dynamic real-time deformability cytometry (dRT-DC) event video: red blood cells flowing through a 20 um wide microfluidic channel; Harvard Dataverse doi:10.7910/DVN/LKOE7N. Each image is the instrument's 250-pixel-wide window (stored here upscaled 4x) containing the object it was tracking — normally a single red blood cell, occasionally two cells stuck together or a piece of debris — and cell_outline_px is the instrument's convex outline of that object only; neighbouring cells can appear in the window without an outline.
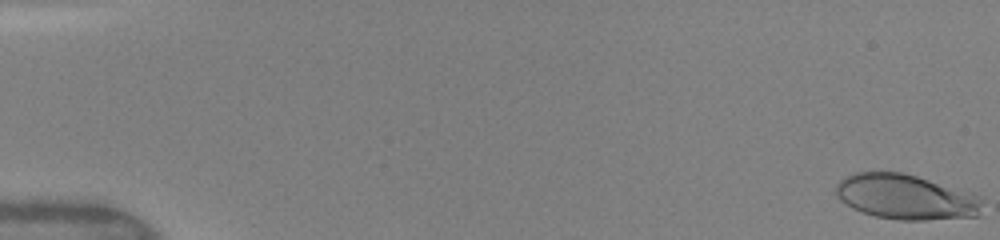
{"species": "human", "species_latin": "Homo sapiens", "temperature_condition": "warm", "stored_images_in_passage": 48, "camera_frame_rate_fps": 3000, "um_per_image_px": 0.085, "donor": {"sex": "female"}, "frame": {"image": 1, "passage_image": 1, "time_ms": 0.0, "image_size_px": [1000, 240], "cell_outline_px": [[984, 200], [980, 216], [924, 220], [900, 220], [876, 216], [852, 208], [840, 200], [836, 196], [836, 184], [844, 176], [856, 172], [900, 172], [916, 176], [972, 192], [980, 196]], "centroid_in_image_um": [77.03, 16.74], "position_along_channel_um": 8.0, "area_um2": 38.67}}
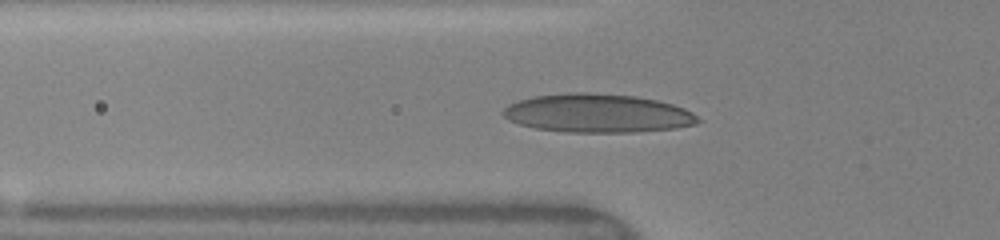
{"frame": {"image": 2, "passage_image": 18, "time_ms": 5.667, "image_size_px": [1000, 240], "cell_outline_px": [[704, 120], [696, 124], [676, 128], [632, 132], [568, 132], [536, 128], [520, 124], [508, 120], [500, 112], [508, 104], [532, 96], [576, 92], [588, 92], [636, 96], [656, 100], [672, 104], [684, 108], [692, 112]], "centroid_in_image_um": [50.81, 9.62], "position_along_channel_um": 75.0, "area_um2": 43.93}}
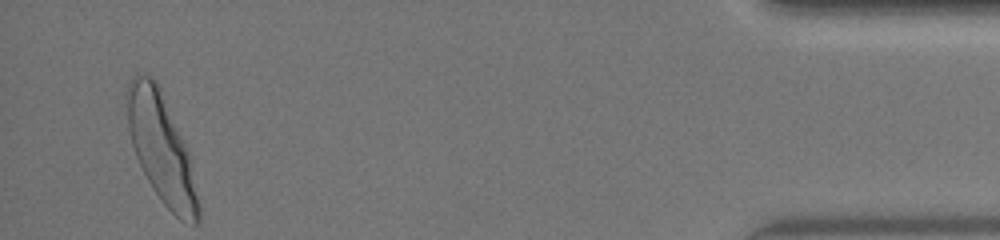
{"frame": {"image": 3, "passage_image": 48, "time_ms": 15.667, "image_size_px": [1000, 240], "cell_outline_px": [[200, 220], [196, 224], [192, 224], [180, 220], [164, 204], [152, 188], [136, 156], [132, 144], [128, 128], [124, 96], [128, 80], [136, 72], [140, 72], [152, 76], [156, 80], [160, 88], [192, 156], [200, 204]], "centroid_in_image_um": [13.73, 12.56], "position_along_channel_um": 421.5, "area_um2": 46.3}, "authors_computed_cell_mechanics": {"area_um2": 38.9861, "velocity_mm_per_s": 4.1285, "shape_relaxation_time_tau1_ms": 3.2356, "shape_relaxation_time_tau2_ms": null, "deformation_change_tau1": 0.1671, "deformation_change_tau2": null}}